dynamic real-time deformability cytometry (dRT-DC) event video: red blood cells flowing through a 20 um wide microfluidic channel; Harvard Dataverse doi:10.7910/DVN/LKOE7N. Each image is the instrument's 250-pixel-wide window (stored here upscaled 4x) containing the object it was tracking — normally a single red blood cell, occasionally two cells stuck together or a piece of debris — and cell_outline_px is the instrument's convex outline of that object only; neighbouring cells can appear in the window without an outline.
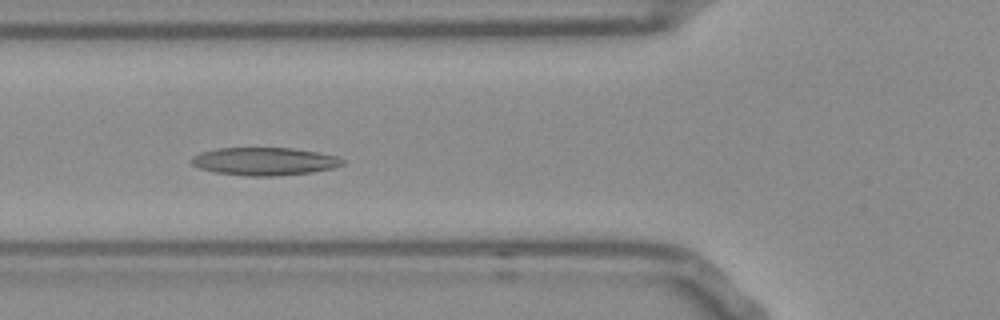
{"species": "Egyptian fruit bat (a non-hibernating species)", "species_latin": "Rousettus aegyptiacus", "temperature_condition": "room temperature", "stored_images_in_passage": 55, "camera_frame_rate_fps": 3000, "um_per_image_px": 0.085, "frame": {"image": 1, "passage_image": 20, "time_ms": 6.333, "image_size_px": [1000, 320], "cell_outline_px": [[344, 164], [332, 168], [312, 172], [276, 176], [244, 176], [216, 172], [200, 168], [192, 164], [192, 156], [200, 152], [220, 148], [292, 148], [320, 152], [336, 156], [344, 160]], "centroid_in_image_um": [22.49, 13.71], "position_along_channel_um": 103.3, "area_um2": 24.51}}
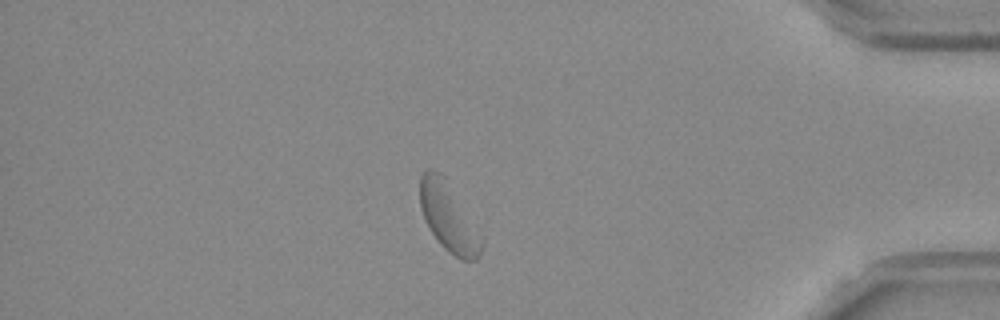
{"frame": {"image": 2, "passage_image": 47, "time_ms": 15.333, "image_size_px": [1000, 320], "cell_outline_px": [[484, 244], [480, 256], [476, 260], [460, 260], [448, 252], [440, 244], [424, 220], [420, 204], [420, 176], [428, 168], [432, 168], [444, 176]], "centroid_in_image_um": [38.08, 18.49], "position_along_channel_um": 397.1, "area_um2": 23.81}}
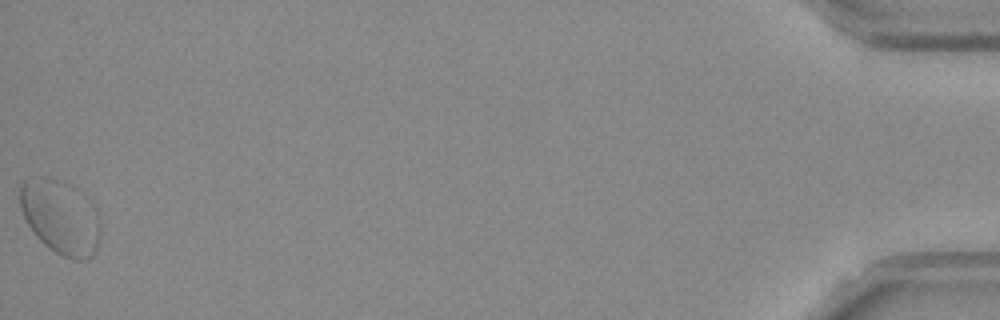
{"frame": {"image": 3, "passage_image": 55, "time_ms": 18.0, "image_size_px": [1000, 320], "cell_outline_px": [[100, 240], [96, 252], [88, 260], [72, 260], [56, 252], [44, 244], [36, 236], [28, 224], [20, 208], [20, 184], [24, 180], [32, 176], [44, 176], [96, 216], [100, 228]], "centroid_in_image_um": [5.02, 18.64], "position_along_channel_um": 430.2, "area_um2": 31.85}, "authors_computed_cell_mechanics": {"area_um2": 24.7384, "velocity_mm_per_s": 3.6873, "shape_relaxation_time_tau1_ms": 4.4935, "shape_relaxation_time_tau2_ms": 1.4475, "deformation_change_tau1": 0.1069, "deformation_change_tau2": 0.058}}